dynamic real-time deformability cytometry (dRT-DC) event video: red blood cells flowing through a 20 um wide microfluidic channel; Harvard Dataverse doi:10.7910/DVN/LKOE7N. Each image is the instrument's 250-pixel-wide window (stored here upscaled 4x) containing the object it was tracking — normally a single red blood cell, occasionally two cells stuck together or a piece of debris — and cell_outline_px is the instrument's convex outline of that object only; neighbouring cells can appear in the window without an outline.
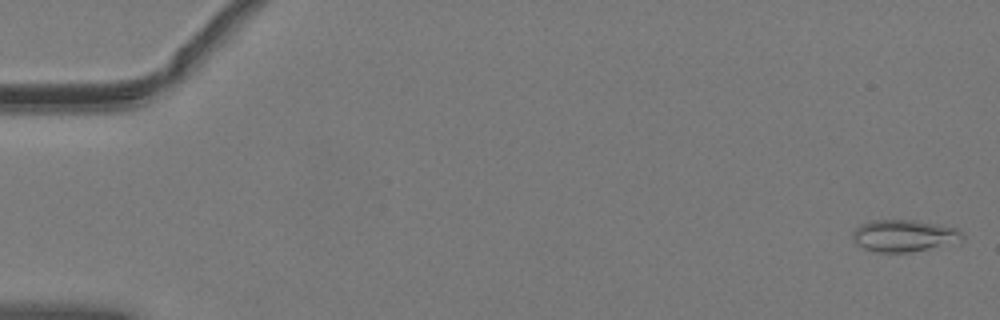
{"species": "common noctule bat (a hibernating species)", "species_latin": "Nyctalus noctula", "temperature_condition": "warm", "stored_images_in_passage": 51, "camera_frame_rate_fps": 3000, "um_per_image_px": 0.085, "animal": {"sex": "male", "body_mass_g": 19.2, "forearm_length_mm": 51.8}, "frame": {"image": 1, "passage_image": 1, "time_ms": 0.0, "image_size_px": [1000, 320], "cell_outline_px": [[964, 240], [960, 244], [908, 252], [876, 252], [864, 248], [856, 244], [852, 236], [852, 232], [860, 224], [872, 220], [916, 220], [956, 228], [964, 236]], "centroid_in_image_um": [76.89, 20.05], "position_along_channel_um": 8.1, "area_um2": 20.75}}
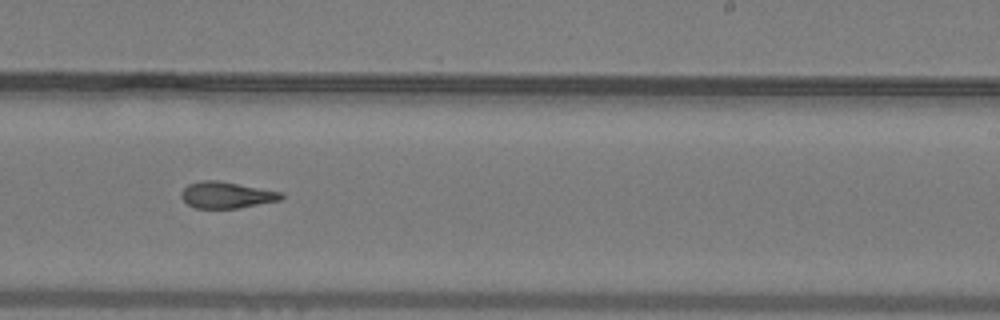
{"frame": {"image": 2, "passage_image": 32, "time_ms": 10.333, "image_size_px": [1000, 320], "cell_outline_px": [[284, 200], [240, 208], [196, 208], [188, 204], [180, 196], [180, 192], [188, 184], [200, 180], [216, 180], [284, 192]], "centroid_in_image_um": [19.3, 16.58], "position_along_channel_um": 269.7, "area_um2": 15.61}}
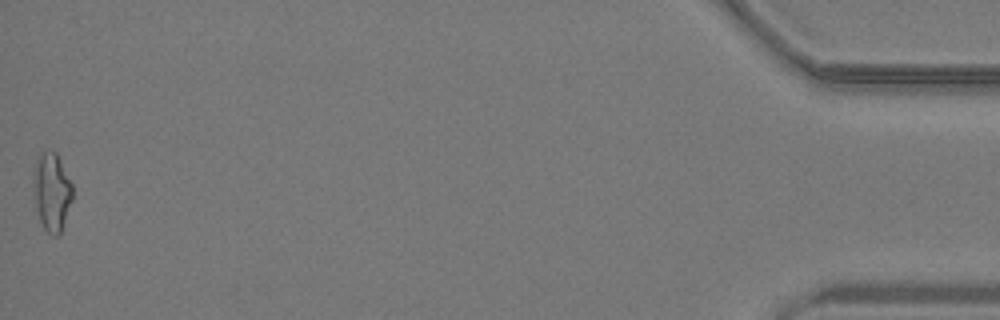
{"frame": {"image": 3, "passage_image": 51, "time_ms": 16.667, "image_size_px": [1000, 320], "cell_outline_px": [[72, 200], [60, 232], [56, 236], [52, 236], [44, 228], [40, 220], [36, 204], [32, 184], [36, 160], [44, 152], [56, 152], [72, 184]], "centroid_in_image_um": [4.4, 16.31], "position_along_channel_um": 430.8, "area_um2": 17.34}, "authors_computed_cell_mechanics": {"area_um2": 16.0684, "velocity_mm_per_s": 4.0696, "shape_relaxation_time_tau1_ms": null, "shape_relaxation_time_tau2_ms": 6.6857, "deformation_change_tau1": null, "deformation_change_tau2": 0.1659}}